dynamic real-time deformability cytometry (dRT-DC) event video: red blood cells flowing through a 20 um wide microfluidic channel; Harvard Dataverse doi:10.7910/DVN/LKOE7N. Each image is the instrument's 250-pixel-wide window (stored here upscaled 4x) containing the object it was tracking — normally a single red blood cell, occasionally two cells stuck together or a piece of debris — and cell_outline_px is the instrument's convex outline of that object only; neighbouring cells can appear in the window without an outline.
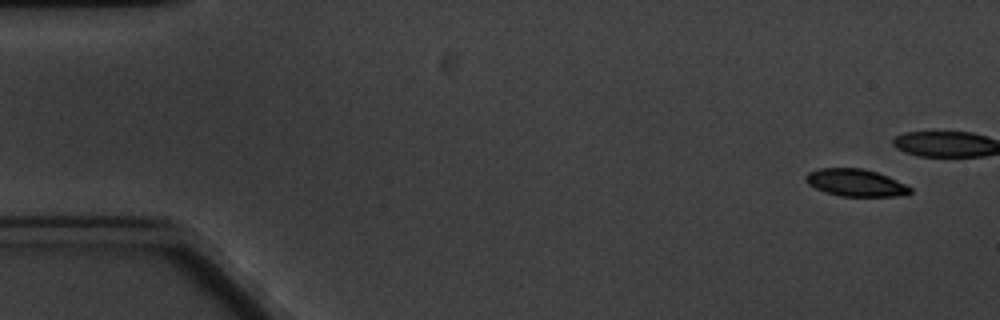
{"species": "common noctule bat (a hibernating species)", "species_latin": "Nyctalus noctula", "temperature_condition": "cold", "stored_images_in_passage": 7, "camera_frame_rate_fps": 3000, "um_per_image_px": 0.085, "animal": {"sex": "male", "body_mass_g": 20.1, "forearm_length_mm": 53.5}, "frame": {"image": 1, "passage_image": 1, "time_ms": 0.0, "image_size_px": [1000, 320], "cell_outline_px": [[912, 192], [896, 196], [840, 196], [824, 192], [808, 184], [804, 180], [804, 176], [808, 172], [816, 168], [864, 168], [888, 176], [912, 188]], "centroid_in_image_um": [72.67, 15.52], "position_along_channel_um": 12.3, "area_um2": 16.65}}